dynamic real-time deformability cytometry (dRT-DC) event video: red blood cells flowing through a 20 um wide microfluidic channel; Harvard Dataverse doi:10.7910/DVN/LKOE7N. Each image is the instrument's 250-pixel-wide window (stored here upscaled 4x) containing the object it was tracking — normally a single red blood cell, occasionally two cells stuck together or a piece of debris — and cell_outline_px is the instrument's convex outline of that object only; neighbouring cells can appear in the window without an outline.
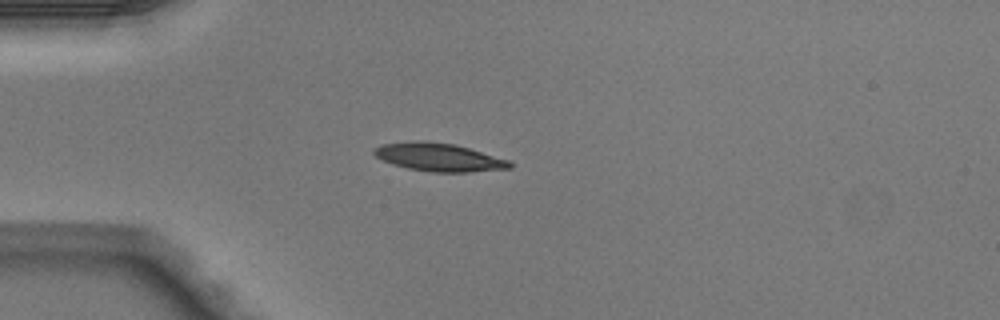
{"species": "Egyptian fruit bat (a non-hibernating species)", "species_latin": "Rousettus aegyptiacus", "temperature_condition": "warm", "stored_images_in_passage": 37, "camera_frame_rate_fps": 3000, "um_per_image_px": 0.085, "animal": {"sex": "male"}, "frame": {"image": 1, "passage_image": 1, "time_ms": 0.0, "image_size_px": [1000, 320], "cell_outline_px": [[512, 168], [468, 172], [432, 172], [408, 168], [392, 164], [376, 156], [372, 152], [372, 148], [380, 144], [420, 140], [456, 144], [508, 160], [512, 164]], "centroid_in_image_um": [37.27, 13.35], "position_along_channel_um": 47.7, "area_um2": 22.2}}
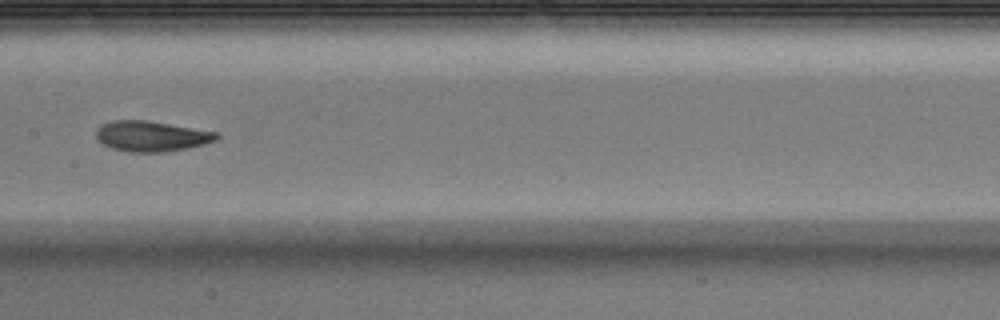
{"frame": {"image": 2, "passage_image": 13, "time_ms": 4.0, "image_size_px": [1000, 320], "cell_outline_px": [[220, 136], [216, 140], [204, 144], [188, 148], [164, 152], [128, 152], [112, 148], [104, 144], [96, 136], [96, 128], [100, 124], [112, 120], [148, 120], [216, 132]], "centroid_in_image_um": [12.85, 11.57], "position_along_channel_um": 194.5, "area_um2": 21.39}}
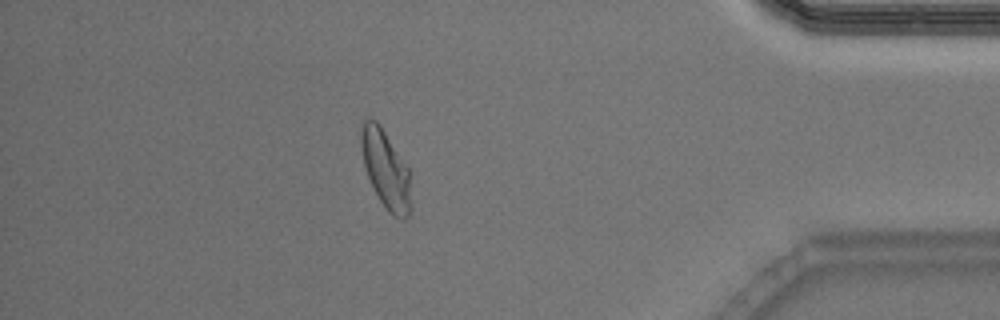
{"frame": {"image": 3, "passage_image": 31, "time_ms": 10.0, "image_size_px": [1000, 320], "cell_outline_px": [[408, 216], [404, 220], [400, 220], [388, 212], [380, 200], [368, 176], [364, 164], [360, 144], [360, 132], [364, 120], [368, 116], [376, 120], [380, 124], [408, 168]], "centroid_in_image_um": [32.73, 14.32], "position_along_channel_um": 402.5, "area_um2": 22.02}, "authors_computed_cell_mechanics": {"area_um2": 21.5594, "velocity_mm_per_s": 4.0904, "shape_relaxation_time_tau1_ms": 2.6872, "shape_relaxation_time_tau2_ms": 1.5039, "deformation_change_tau1": 0.1621, "deformation_change_tau2": 0.0748}}